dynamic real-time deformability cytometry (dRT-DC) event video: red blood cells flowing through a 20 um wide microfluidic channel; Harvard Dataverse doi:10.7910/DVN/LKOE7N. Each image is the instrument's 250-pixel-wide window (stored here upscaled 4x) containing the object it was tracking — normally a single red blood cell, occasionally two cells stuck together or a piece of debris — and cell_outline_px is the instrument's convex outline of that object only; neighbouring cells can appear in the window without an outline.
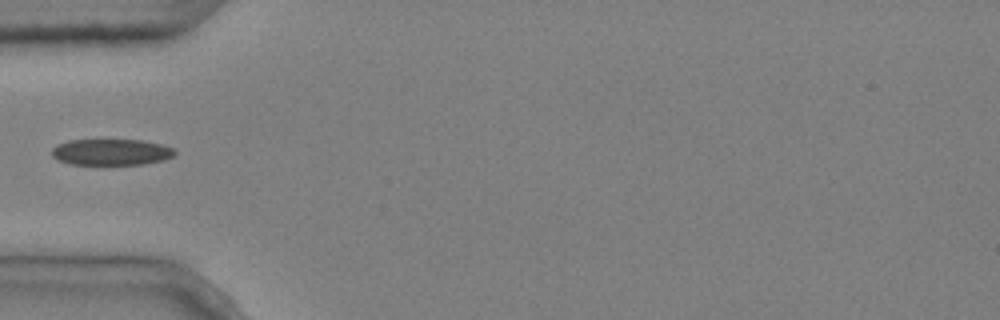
{"species": "common noctule bat (a hibernating species)", "species_latin": "Nyctalus noctula", "temperature_condition": "cold", "stored_images_in_passage": 6, "segment_of_instrument_passage": [2, 2], "camera_frame_rate_fps": 3000, "um_per_image_px": 0.085, "animal": {"sex": "male", "body_mass_g": 20.4}, "frame": {"image": 1, "passage_image": 6, "time_ms": 1.667, "image_size_px": [1000, 320], "cell_outline_px": [[176, 152], [172, 156], [164, 160], [144, 164], [72, 164], [56, 160], [52, 156], [52, 148], [56, 144], [68, 140], [140, 140], [160, 144], [172, 148]], "centroid_in_image_um": [9.41, 12.92], "position_along_channel_um": 75.6, "area_um2": 18.73}}